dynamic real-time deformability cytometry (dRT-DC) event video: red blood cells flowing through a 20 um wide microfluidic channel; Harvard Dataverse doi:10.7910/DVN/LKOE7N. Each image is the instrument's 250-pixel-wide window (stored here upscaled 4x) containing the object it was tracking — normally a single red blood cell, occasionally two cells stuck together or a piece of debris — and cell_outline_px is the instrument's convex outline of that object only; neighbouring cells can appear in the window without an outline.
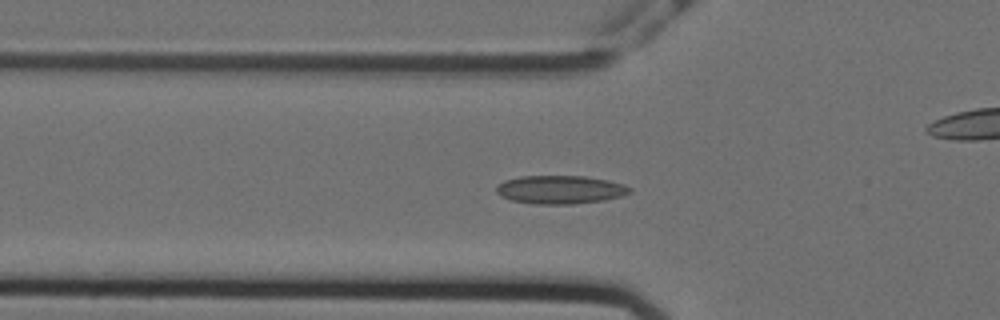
{"species": "Egyptian fruit bat (a non-hibernating species)", "species_latin": "Rousettus aegyptiacus", "temperature_condition": "cold", "stored_images_in_passage": 10, "camera_frame_rate_fps": 3000, "um_per_image_px": 0.085, "animal": {"sex": "female"}, "frame": {"image": 1, "passage_image": 8, "time_ms": 2.333, "image_size_px": [1000, 320], "cell_outline_px": [[632, 192], [620, 196], [604, 200], [572, 204], [536, 204], [512, 200], [500, 196], [496, 192], [496, 184], [504, 180], [520, 176], [584, 176], [608, 180], [624, 184], [632, 188]], "centroid_in_image_um": [47.6, 16.11], "position_along_channel_um": 78.2, "area_um2": 22.14}}